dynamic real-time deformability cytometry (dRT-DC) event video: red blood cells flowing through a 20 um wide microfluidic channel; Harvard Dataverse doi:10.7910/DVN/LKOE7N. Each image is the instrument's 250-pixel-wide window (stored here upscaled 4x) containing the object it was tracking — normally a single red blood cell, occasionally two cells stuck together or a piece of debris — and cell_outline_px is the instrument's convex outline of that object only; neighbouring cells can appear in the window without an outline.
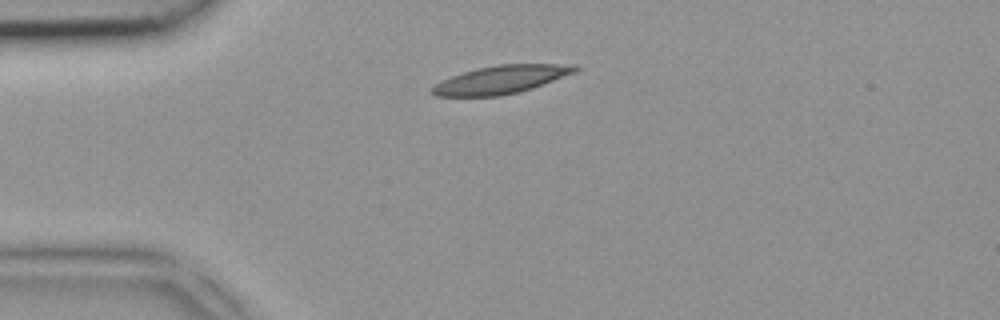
{"species": "common noctule bat (a hibernating species)", "species_latin": "Nyctalus noctula", "temperature_condition": "room temperature", "stored_images_in_passage": 1, "camera_frame_rate_fps": 3000, "um_per_image_px": 0.085, "animal": {"sex": "female", "body_mass_g": 18.4}, "frame": {"image": 1, "passage_image": 1, "time_ms": 0.0, "image_size_px": [1000, 320], "cell_outline_px": [[580, 68], [576, 72], [532, 88], [520, 92], [500, 96], [436, 96], [428, 92], [436, 84], [452, 76], [476, 68], [496, 64], [576, 64]], "centroid_in_image_um": [42.61, 6.76], "position_along_channel_um": 42.4, "area_um2": 23.41}}